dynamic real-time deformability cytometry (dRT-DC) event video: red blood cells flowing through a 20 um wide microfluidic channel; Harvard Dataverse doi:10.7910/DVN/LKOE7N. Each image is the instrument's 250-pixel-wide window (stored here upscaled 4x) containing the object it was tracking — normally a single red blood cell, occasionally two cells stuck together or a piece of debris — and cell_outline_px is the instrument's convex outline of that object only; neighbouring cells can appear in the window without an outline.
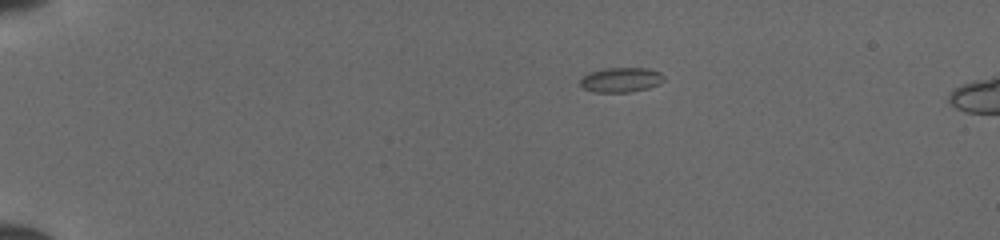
{"species": "common noctule bat (a hibernating species)", "species_latin": "Nyctalus noctula", "temperature_condition": "cold", "stored_images_in_passage": 41, "camera_frame_rate_fps": 3000, "um_per_image_px": 0.085, "animal": {"sex": "female", "body_mass_g": 19.5, "forearm_length_mm": 54.1}, "frame": {"image": 1, "passage_image": 1, "time_ms": 0.0, "image_size_px": [1000, 240], "cell_outline_px": [[664, 80], [660, 84], [648, 88], [628, 92], [596, 92], [584, 88], [580, 84], [580, 80], [588, 72], [604, 68], [648, 68], [660, 72], [664, 76]], "centroid_in_image_um": [52.8, 6.77], "position_along_channel_um": 32.2, "area_um2": 12.08}}
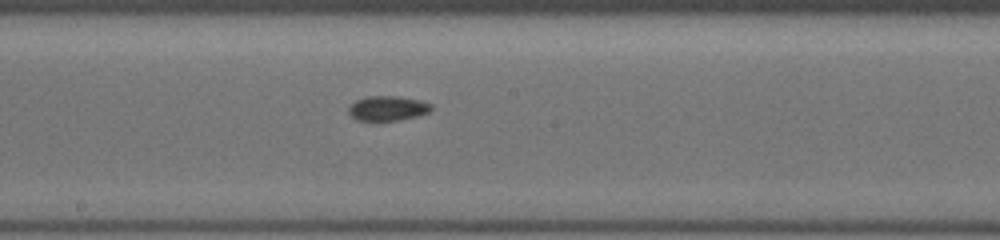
{"frame": {"image": 2, "passage_image": 20, "time_ms": 6.333, "image_size_px": [1000, 240], "cell_outline_px": [[432, 108], [428, 112], [416, 116], [396, 120], [356, 120], [348, 112], [348, 108], [356, 100], [368, 96], [396, 96], [420, 100], [432, 104]], "centroid_in_image_um": [32.94, 9.19], "position_along_channel_um": 215.3, "area_um2": 11.73}}
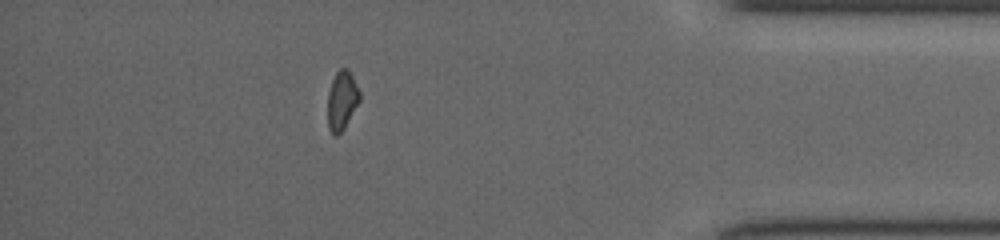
{"frame": {"image": 3, "passage_image": 36, "time_ms": 11.667, "image_size_px": [1000, 240], "cell_outline_px": [[360, 100], [344, 128], [336, 136], [328, 128], [328, 92], [332, 80], [336, 72], [340, 68], [348, 68], [360, 92]], "centroid_in_image_um": [29.06, 8.51], "position_along_channel_um": 406.1, "area_um2": 10.87}}